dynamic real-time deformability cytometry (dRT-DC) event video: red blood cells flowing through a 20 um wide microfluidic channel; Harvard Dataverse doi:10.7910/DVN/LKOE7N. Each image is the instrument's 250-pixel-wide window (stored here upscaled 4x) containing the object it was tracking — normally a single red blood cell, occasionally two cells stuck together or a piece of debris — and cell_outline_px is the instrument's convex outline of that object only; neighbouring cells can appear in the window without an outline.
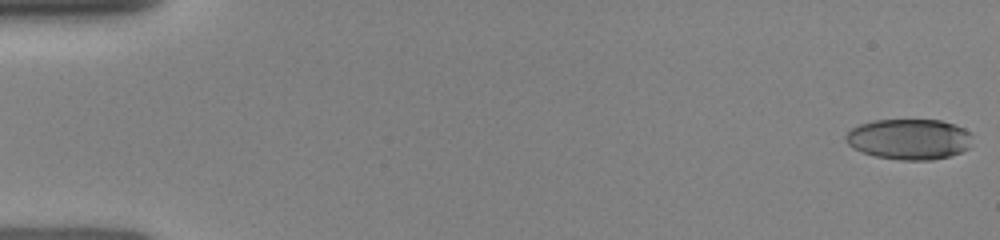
{"species": "human", "species_latin": "Homo sapiens", "temperature_condition": "room temperature", "stored_images_in_passage": 26, "camera_frame_rate_fps": 3000, "um_per_image_px": 0.085, "donor": {"sex": "female"}, "frame": {"image": 1, "passage_image": 1, "time_ms": 0.0, "image_size_px": [1000, 240], "cell_outline_px": [[972, 136], [968, 148], [960, 152], [948, 156], [932, 160], [900, 160], [876, 156], [852, 148], [844, 140], [844, 136], [852, 128], [860, 124], [872, 120], [940, 120], [964, 128]], "centroid_in_image_um": [77.25, 11.83], "position_along_channel_um": 7.8, "area_um2": 29.88}}
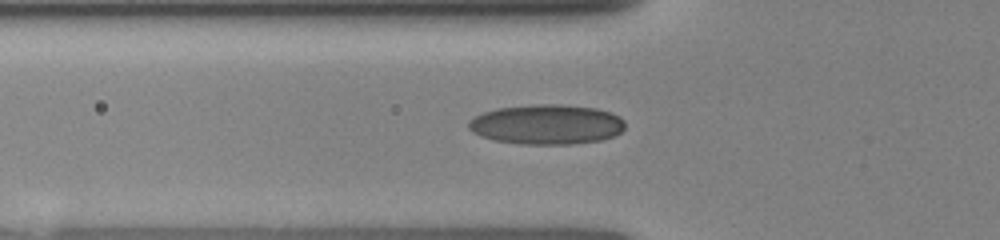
{"frame": {"image": 2, "passage_image": 22, "time_ms": 5.333, "image_size_px": [1000, 240], "cell_outline_px": [[624, 128], [620, 132], [612, 136], [600, 140], [572, 144], [520, 144], [496, 140], [480, 136], [472, 132], [468, 128], [468, 120], [484, 112], [496, 108], [532, 104], [560, 104], [596, 108], [612, 112], [620, 116], [624, 120]], "centroid_in_image_um": [46.46, 10.56], "position_along_channel_um": 79.3, "area_um2": 36.53}}
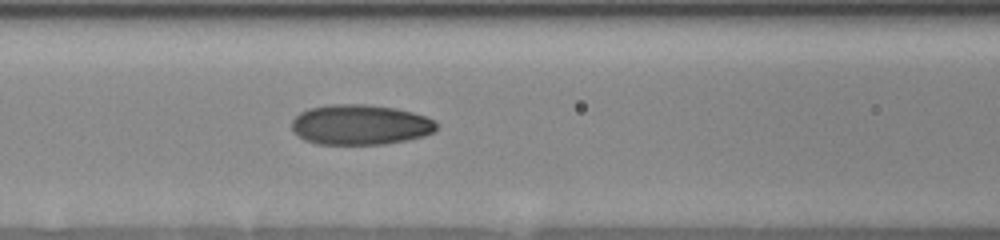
{"frame": {"image": 3, "passage_image": 26, "time_ms": 6.667, "image_size_px": [1000, 240], "cell_outline_px": [[436, 128], [432, 132], [424, 136], [408, 140], [384, 144], [316, 144], [304, 140], [292, 128], [292, 120], [300, 112], [308, 108], [324, 104], [364, 104], [396, 108], [412, 112], [424, 116], [432, 120], [436, 124]], "centroid_in_image_um": [30.59, 10.59], "position_along_channel_um": 136.0, "area_um2": 33.93}}